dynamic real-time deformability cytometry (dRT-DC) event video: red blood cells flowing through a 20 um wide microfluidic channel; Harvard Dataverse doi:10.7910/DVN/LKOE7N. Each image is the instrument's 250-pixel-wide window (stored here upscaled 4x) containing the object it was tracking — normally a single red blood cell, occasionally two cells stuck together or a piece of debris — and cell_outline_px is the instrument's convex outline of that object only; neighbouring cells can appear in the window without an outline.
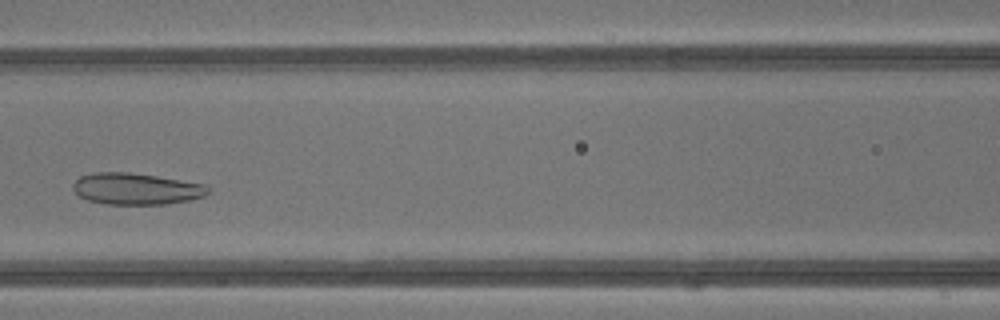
{"species": "common noctule bat (a hibernating species)", "species_latin": "Nyctalus noctula", "temperature_condition": "warm", "stored_images_in_passage": 31, "camera_frame_rate_fps": 3000, "um_per_image_px": 0.085, "animal": {"sex": "male", "body_mass_g": 13.3}, "frame": {"image": 1, "passage_image": 13, "time_ms": 4.0, "image_size_px": [1000, 320], "cell_outline_px": [[212, 192], [204, 196], [188, 200], [168, 204], [104, 204], [88, 200], [80, 196], [72, 188], [72, 184], [80, 176], [92, 172], [128, 172], [156, 176], [208, 184], [212, 188]], "centroid_in_image_um": [11.62, 16.04], "position_along_channel_um": 155.0, "area_um2": 25.09}}
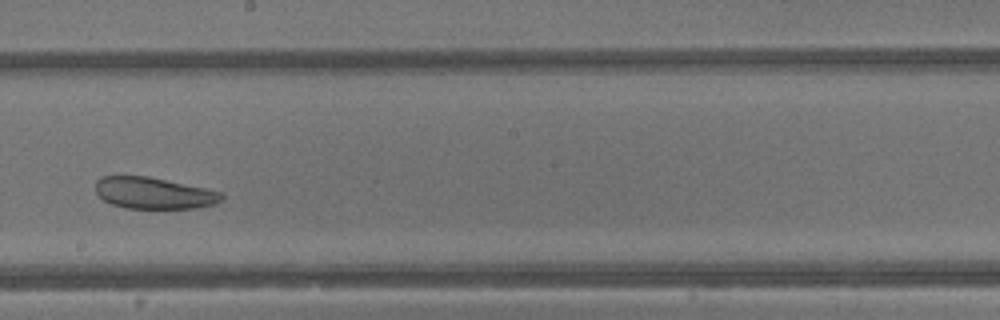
{"frame": {"image": 2, "passage_image": 18, "time_ms": 5.667, "image_size_px": [1000, 320], "cell_outline_px": [[224, 196], [216, 204], [196, 208], [124, 208], [112, 204], [104, 200], [96, 192], [96, 180], [100, 176], [148, 176], [204, 188], [220, 192]], "centroid_in_image_um": [13.05, 16.41], "position_along_channel_um": 235.2, "area_um2": 23.0}}
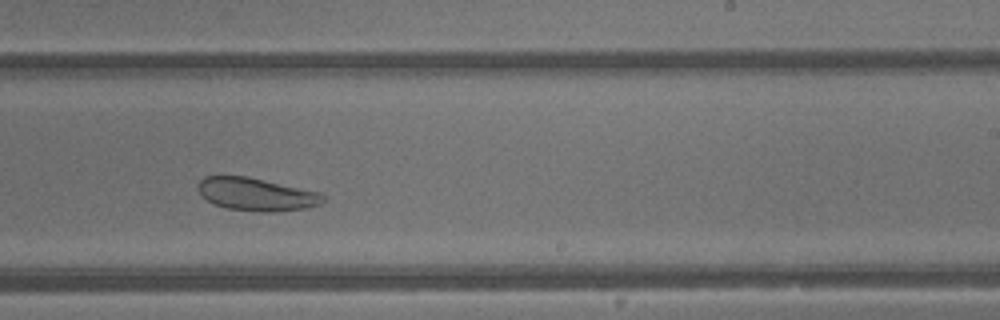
{"frame": {"image": 3, "passage_image": 20, "time_ms": 6.333, "image_size_px": [1000, 320], "cell_outline_px": [[324, 200], [320, 204], [308, 208], [276, 212], [260, 212], [228, 208], [212, 204], [200, 192], [196, 184], [204, 176], [248, 176], [320, 192], [324, 196]], "centroid_in_image_um": [21.8, 16.51], "position_along_channel_um": 267.2, "area_um2": 24.04}, "authors_computed_cell_mechanics": {"area_um2": 28.1486, "velocity_mm_per_s": 4.8386, "shape_relaxation_time_tau1_ms": null, "shape_relaxation_time_tau2_ms": 1.4476, "deformation_change_tau1": null, "deformation_change_tau2": 0.0778}}